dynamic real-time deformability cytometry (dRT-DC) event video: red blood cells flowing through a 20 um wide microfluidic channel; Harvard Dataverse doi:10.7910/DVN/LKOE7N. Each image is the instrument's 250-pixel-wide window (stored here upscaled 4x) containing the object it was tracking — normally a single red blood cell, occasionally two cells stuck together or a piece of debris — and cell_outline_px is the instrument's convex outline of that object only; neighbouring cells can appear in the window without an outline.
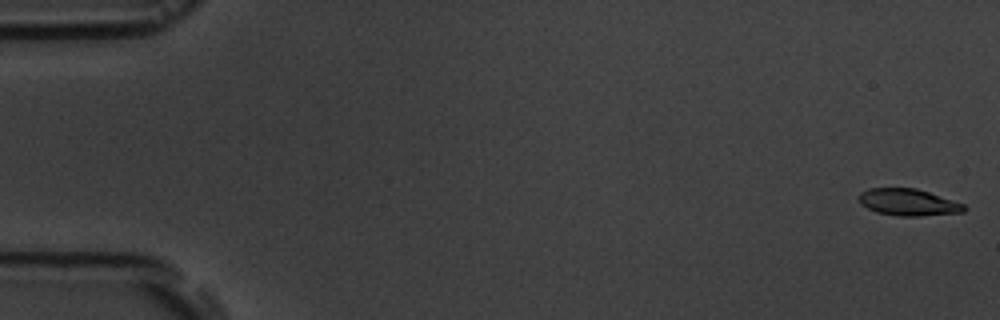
{"species": "common noctule bat (a hibernating species)", "species_latin": "Nyctalus noctula", "temperature_condition": "room temperature", "stored_images_in_passage": 5, "camera_frame_rate_fps": 3000, "um_per_image_px": 0.085, "animal": {"sex": "male", "body_mass_g": 19.5, "forearm_length_mm": 54.6}, "frame": {"image": 1, "passage_image": 1, "time_ms": 0.0, "image_size_px": [1000, 320], "cell_outline_px": [[968, 208], [964, 212], [920, 216], [900, 216], [876, 212], [860, 204], [860, 192], [868, 188], [916, 188], [964, 204]], "centroid_in_image_um": [77.21, 17.2], "position_along_channel_um": 7.8, "area_um2": 16.36}}
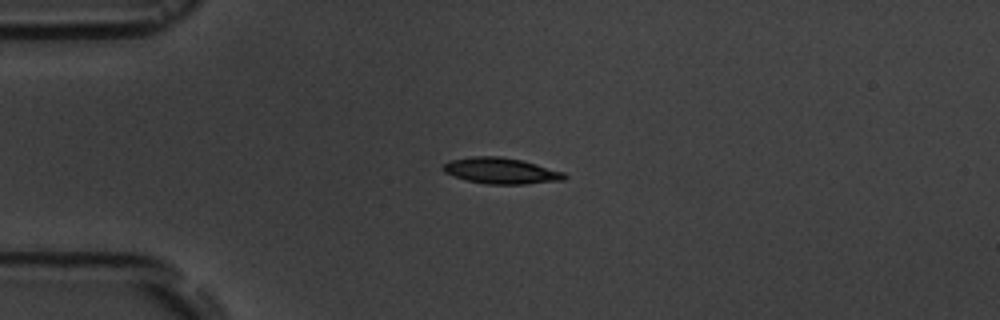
{"frame": {"image": 2, "passage_image": 4, "time_ms": 4.333, "image_size_px": [1000, 320], "cell_outline_px": [[568, 176], [564, 180], [524, 184], [488, 184], [468, 180], [444, 172], [440, 168], [448, 160], [472, 156], [500, 156], [524, 160], [564, 172]], "centroid_in_image_um": [42.59, 14.5], "position_along_channel_um": 42.4, "area_um2": 18.5}}